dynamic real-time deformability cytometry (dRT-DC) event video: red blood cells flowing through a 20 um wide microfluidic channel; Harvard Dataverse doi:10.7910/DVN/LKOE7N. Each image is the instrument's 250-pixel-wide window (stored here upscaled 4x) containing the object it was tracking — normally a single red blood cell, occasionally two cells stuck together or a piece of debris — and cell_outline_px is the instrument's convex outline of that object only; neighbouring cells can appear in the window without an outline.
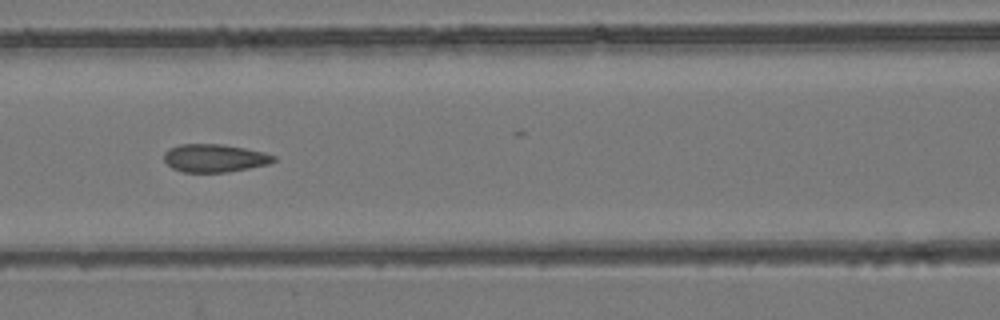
{"species": "common noctule bat (a hibernating species)", "species_latin": "Nyctalus noctula", "temperature_condition": "room temperature", "stored_images_in_passage": 11, "camera_frame_rate_fps": 3000, "um_per_image_px": 0.085, "animal": {"sex": "female", "body_mass_g": 24.6, "forearm_length_mm": 56.2}, "frame": {"image": 1, "passage_image": 7, "time_ms": 2.0, "image_size_px": [1000, 320], "cell_outline_px": [[276, 160], [268, 164], [228, 172], [184, 172], [172, 168], [164, 160], [164, 152], [168, 148], [180, 144], [224, 144], [264, 152], [276, 156]], "centroid_in_image_um": [18.23, 13.43], "position_along_channel_um": 148.4, "area_um2": 17.92}}
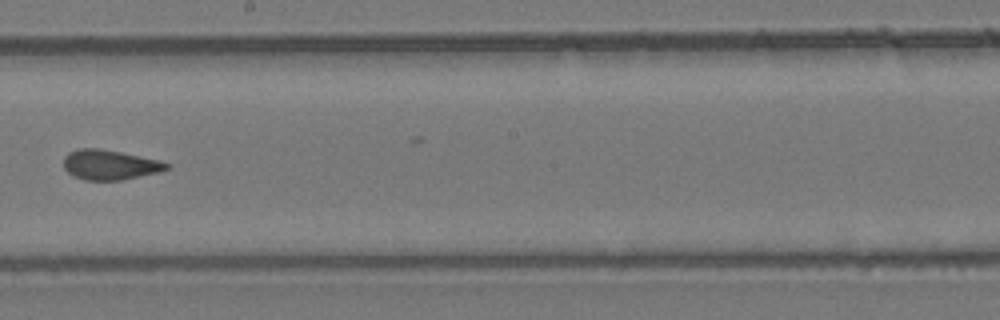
{"frame": {"image": 2, "passage_image": 9, "time_ms": 2.667, "image_size_px": [1000, 320], "cell_outline_px": [[172, 164], [168, 168], [156, 172], [120, 180], [84, 180], [72, 176], [64, 168], [64, 156], [68, 152], [80, 148], [100, 148], [160, 160]], "centroid_in_image_um": [9.29, 14.0], "position_along_channel_um": 238.9, "area_um2": 17.86}}
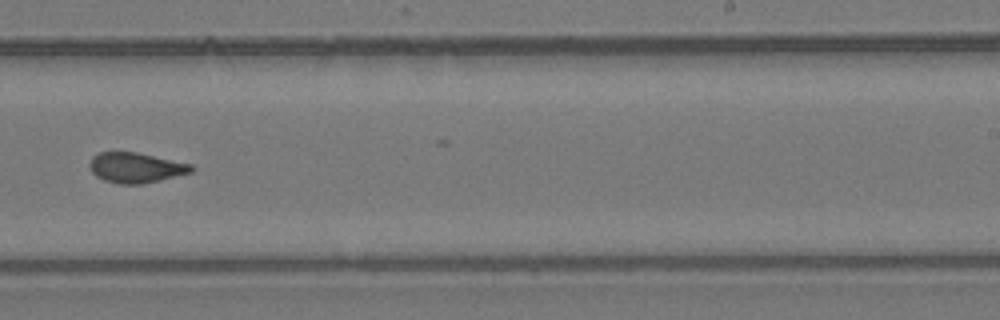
{"frame": {"image": 3, "passage_image": 10, "time_ms": 3.0, "image_size_px": [1000, 320], "cell_outline_px": [[196, 168], [192, 172], [144, 184], [120, 184], [104, 180], [96, 176], [92, 172], [88, 164], [92, 156], [100, 152], [136, 152], [192, 164]], "centroid_in_image_um": [11.54, 14.25], "position_along_channel_um": 277.5, "area_um2": 17.98}}